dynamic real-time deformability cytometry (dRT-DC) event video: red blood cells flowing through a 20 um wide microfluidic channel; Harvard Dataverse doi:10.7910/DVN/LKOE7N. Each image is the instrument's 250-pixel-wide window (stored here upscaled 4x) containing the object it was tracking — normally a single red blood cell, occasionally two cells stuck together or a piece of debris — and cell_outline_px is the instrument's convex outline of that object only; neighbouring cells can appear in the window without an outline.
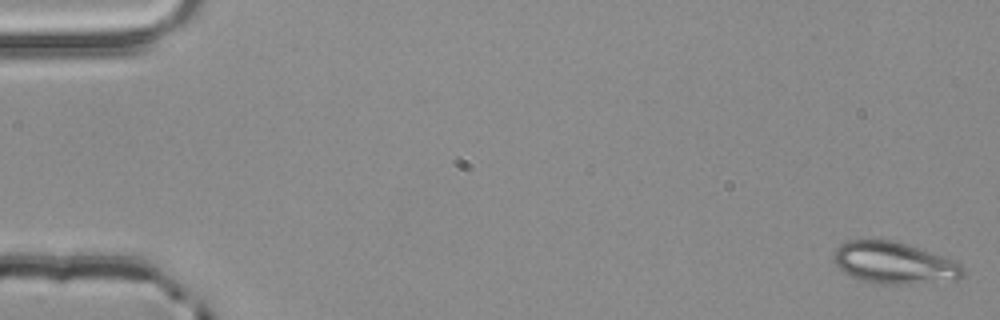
{"species": "common noctule bat (a hibernating species)", "species_latin": "Nyctalus noctula", "temperature_condition": "room temperature", "stored_images_in_passage": 5, "camera_frame_rate_fps": 3000, "um_per_image_px": 0.085, "animal": {"sex": "male", "body_mass_g": 20.4}, "frame": {"image": 1, "passage_image": 1, "time_ms": 0.0, "image_size_px": [1000, 320], "cell_outline_px": [[964, 276], [956, 280], [908, 284], [876, 284], [860, 280], [844, 272], [832, 260], [832, 256], [836, 248], [840, 244], [848, 240], [892, 240], [932, 252], [956, 260], [964, 268]], "centroid_in_image_um": [76.01, 22.36], "position_along_channel_um": 9.0, "area_um2": 31.67}}